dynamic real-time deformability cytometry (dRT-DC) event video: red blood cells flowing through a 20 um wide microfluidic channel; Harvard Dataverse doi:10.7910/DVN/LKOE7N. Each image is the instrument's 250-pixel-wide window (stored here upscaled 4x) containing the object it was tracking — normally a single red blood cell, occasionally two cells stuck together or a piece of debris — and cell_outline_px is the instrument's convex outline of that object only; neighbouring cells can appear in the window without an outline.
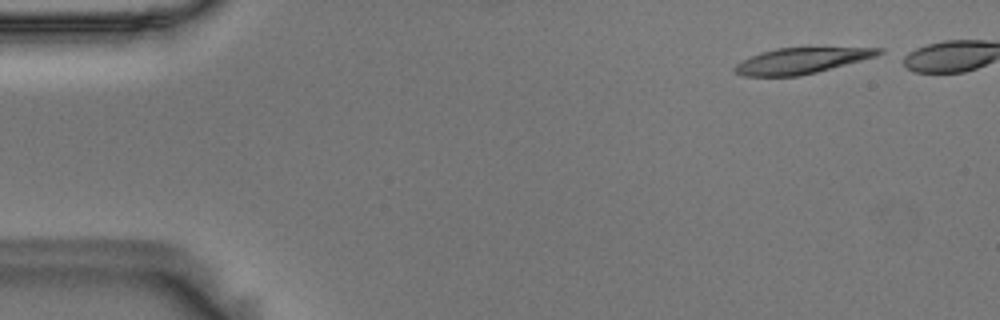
{"species": "Egyptian fruit bat (a non-hibernating species)", "species_latin": "Rousettus aegyptiacus", "temperature_condition": "room temperature", "stored_images_in_passage": 42, "camera_frame_rate_fps": 3000, "um_per_image_px": 0.085, "animal": {"sex": "male"}, "frame": {"image": 1, "passage_image": 1, "time_ms": 0.0, "image_size_px": [1000, 320], "cell_outline_px": [[884, 52], [876, 56], [816, 72], [800, 76], [744, 76], [732, 72], [732, 68], [736, 64], [760, 52], [776, 48], [884, 48]], "centroid_in_image_um": [68.06, 5.17], "position_along_channel_um": 16.9, "area_um2": 21.39}}
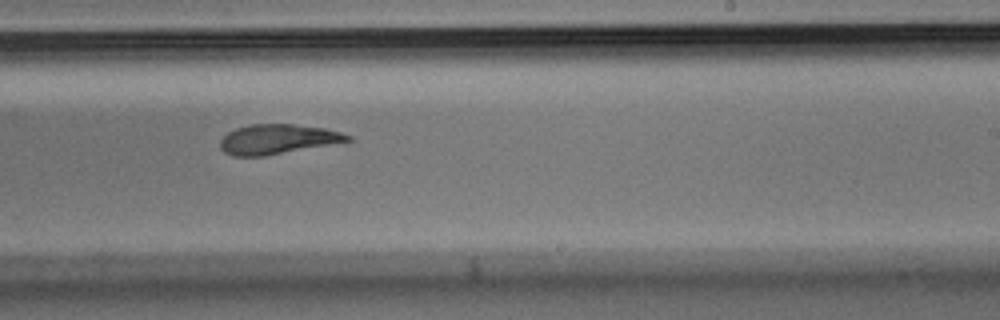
{"frame": {"image": 2, "passage_image": 30, "time_ms": 9.667, "image_size_px": [1000, 320], "cell_outline_px": [[352, 140], [264, 156], [232, 156], [224, 152], [220, 148], [220, 140], [228, 132], [236, 128], [248, 124], [292, 124], [324, 128], [340, 132], [352, 136]], "centroid_in_image_um": [23.55, 11.83], "position_along_channel_um": 265.4, "area_um2": 21.91}}
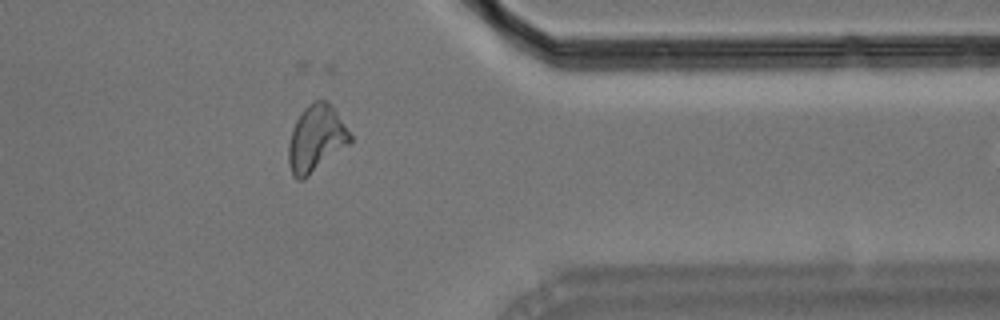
{"frame": {"image": 3, "passage_image": 41, "time_ms": 13.333, "image_size_px": [1000, 320], "cell_outline_px": [[352, 140], [348, 144], [304, 180], [296, 180], [292, 176], [288, 164], [288, 144], [292, 128], [296, 120], [304, 108], [308, 104], [316, 100], [328, 100], [332, 104], [352, 136]], "centroid_in_image_um": [26.84, 11.78], "position_along_channel_um": 384.6, "area_um2": 24.04}}